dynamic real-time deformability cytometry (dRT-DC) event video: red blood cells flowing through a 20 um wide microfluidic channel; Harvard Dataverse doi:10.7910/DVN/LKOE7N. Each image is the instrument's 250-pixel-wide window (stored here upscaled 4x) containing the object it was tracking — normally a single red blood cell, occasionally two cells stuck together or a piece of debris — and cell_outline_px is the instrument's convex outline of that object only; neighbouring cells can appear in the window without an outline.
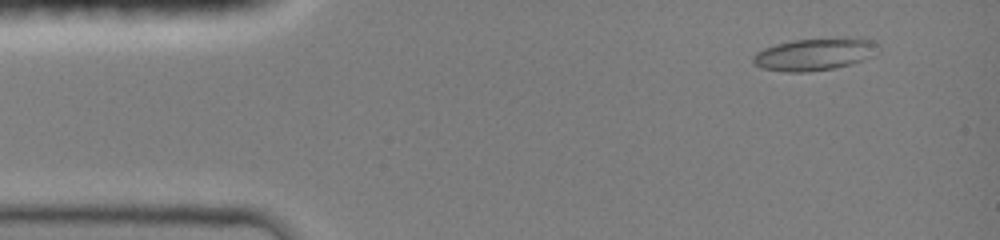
{"species": "common noctule bat (a hibernating species)", "species_latin": "Nyctalus noctula", "temperature_condition": "room temperature", "stored_images_in_passage": 37, "camera_frame_rate_fps": 3000, "um_per_image_px": 0.085, "animal": {"sex": "female", "body_mass_g": 19.0, "forearm_length_mm": 51.5}, "frame": {"image": 1, "passage_image": 10, "time_ms": 1.0, "image_size_px": [1000, 240], "cell_outline_px": [[880, 52], [876, 56], [848, 64], [832, 68], [804, 72], [788, 72], [760, 68], [752, 60], [752, 56], [756, 52], [764, 48], [776, 44], [792, 40], [848, 36], [860, 36], [872, 40], [880, 44]], "centroid_in_image_um": [69.34, 4.57], "position_along_channel_um": 15.7, "area_um2": 24.16}}
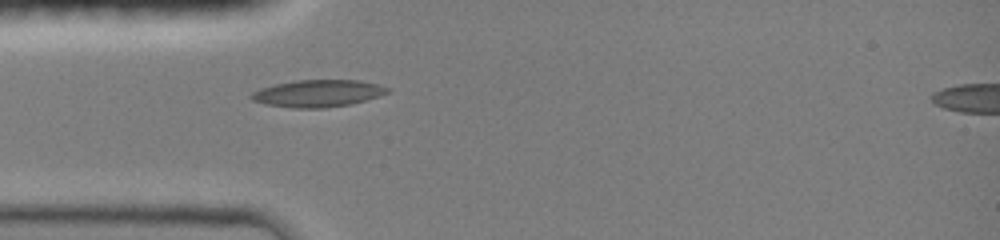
{"frame": {"image": 2, "passage_image": 33, "time_ms": 4.0, "image_size_px": [1000, 240], "cell_outline_px": [[392, 88], [388, 92], [380, 96], [348, 104], [320, 108], [296, 108], [268, 104], [252, 100], [252, 92], [260, 88], [276, 84], [296, 80], [360, 80]], "centroid_in_image_um": [27.05, 7.92], "position_along_channel_um": 58.0, "area_um2": 21.15}}